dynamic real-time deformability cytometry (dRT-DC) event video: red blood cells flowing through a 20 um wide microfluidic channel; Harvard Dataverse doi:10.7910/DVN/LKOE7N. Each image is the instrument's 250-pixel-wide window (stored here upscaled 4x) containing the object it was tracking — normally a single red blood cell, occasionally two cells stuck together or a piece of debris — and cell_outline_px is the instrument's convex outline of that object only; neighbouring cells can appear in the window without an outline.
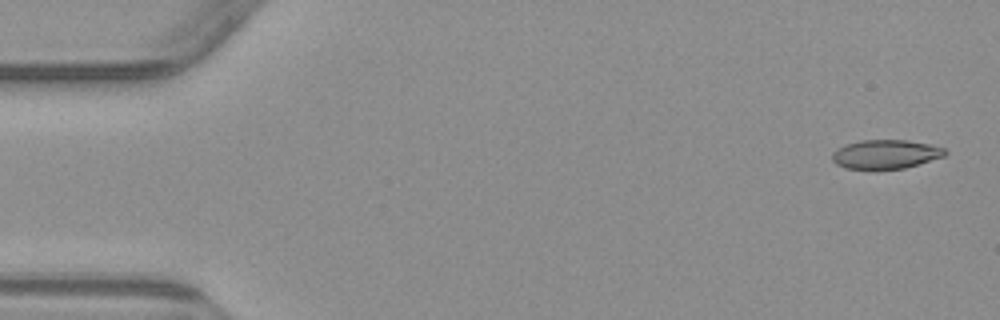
{"species": "common noctule bat (a hibernating species)", "species_latin": "Nyctalus noctula", "temperature_condition": "warm", "stored_images_in_passage": 5, "camera_frame_rate_fps": 3000, "um_per_image_px": 0.085, "animal": {"sex": "male", "body_mass_g": 23.1, "forearm_length_mm": 52.7}, "frame": {"image": 1, "passage_image": 1, "time_ms": 0.0, "image_size_px": [1000, 320], "cell_outline_px": [[948, 152], [944, 156], [904, 168], [844, 168], [836, 164], [832, 160], [832, 152], [836, 148], [844, 144], [860, 140], [908, 140], [928, 144], [944, 148]], "centroid_in_image_um": [75.24, 13.09], "position_along_channel_um": 9.8, "area_um2": 18.9}}
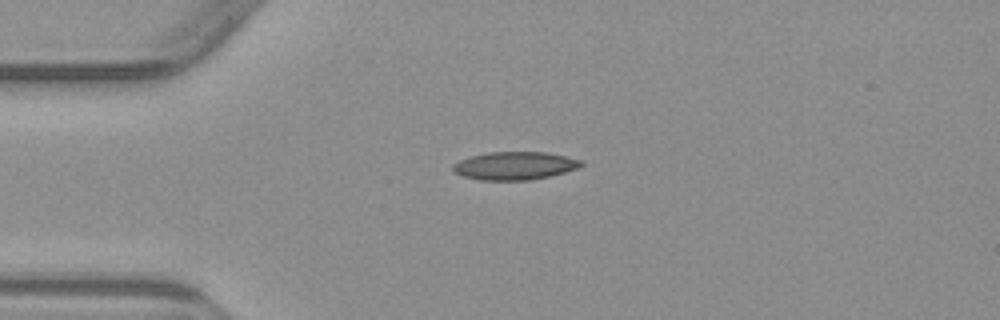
{"frame": {"image": 2, "passage_image": 4, "time_ms": 3.667, "image_size_px": [1000, 320], "cell_outline_px": [[584, 164], [576, 168], [564, 172], [548, 176], [528, 180], [480, 180], [464, 176], [452, 172], [452, 164], [460, 160], [472, 156], [488, 152], [544, 152], [584, 160]], "centroid_in_image_um": [43.72, 14.08], "position_along_channel_um": 41.3, "area_um2": 20.81}}